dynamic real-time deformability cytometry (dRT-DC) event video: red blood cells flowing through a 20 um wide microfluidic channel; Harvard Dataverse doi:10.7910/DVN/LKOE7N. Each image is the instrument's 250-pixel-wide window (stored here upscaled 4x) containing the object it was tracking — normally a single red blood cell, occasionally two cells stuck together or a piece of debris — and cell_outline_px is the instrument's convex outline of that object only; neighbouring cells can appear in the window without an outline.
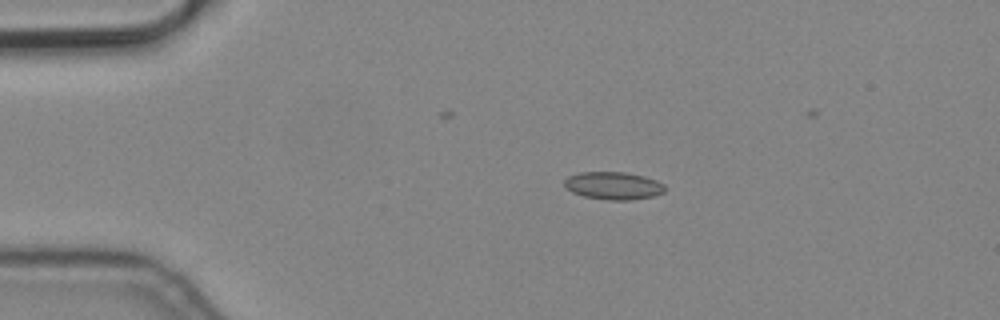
{"species": "common noctule bat (a hibernating species)", "species_latin": "Nyctalus noctula", "temperature_condition": "cold", "stored_images_in_passage": 3, "camera_frame_rate_fps": 3000, "um_per_image_px": 0.085, "animal": {"sex": "male", "body_mass_g": 19.2, "forearm_length_mm": 51.8}, "frame": {"image": 1, "passage_image": 2, "time_ms": 0.333, "image_size_px": [1000, 320], "cell_outline_px": [[664, 192], [652, 196], [632, 200], [608, 200], [584, 196], [572, 192], [564, 184], [564, 180], [568, 176], [580, 172], [624, 172], [644, 176], [656, 180], [664, 184]], "centroid_in_image_um": [52.14, 15.78], "position_along_channel_um": 32.9, "area_um2": 16.13}}